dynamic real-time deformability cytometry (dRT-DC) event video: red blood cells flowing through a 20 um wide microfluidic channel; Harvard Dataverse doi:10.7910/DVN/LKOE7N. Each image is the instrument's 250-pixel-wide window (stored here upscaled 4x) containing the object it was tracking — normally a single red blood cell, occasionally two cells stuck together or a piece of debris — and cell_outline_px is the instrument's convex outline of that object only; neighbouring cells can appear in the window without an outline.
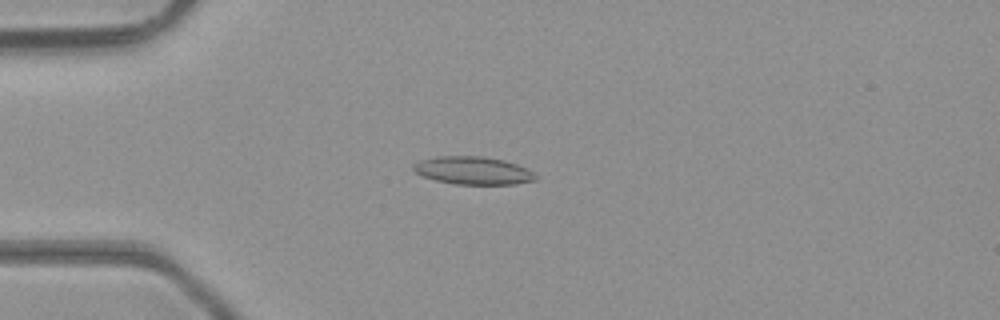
{"species": "common noctule bat (a hibernating species)", "species_latin": "Nyctalus noctula", "temperature_condition": "room temperature", "stored_images_in_passage": 48, "camera_frame_rate_fps": 3000, "um_per_image_px": 0.085, "animal": {"sex": "male", "body_mass_g": 23.1, "forearm_length_mm": 52.7}, "frame": {"image": 1, "passage_image": 13, "time_ms": 4.0, "image_size_px": [1000, 320], "cell_outline_px": [[536, 180], [516, 184], [456, 184], [436, 180], [424, 176], [416, 172], [412, 168], [412, 164], [420, 160], [436, 156], [480, 156], [504, 160], [528, 168], [536, 176]], "centroid_in_image_um": [40.21, 14.49], "position_along_channel_um": 44.8, "area_um2": 19.77}}
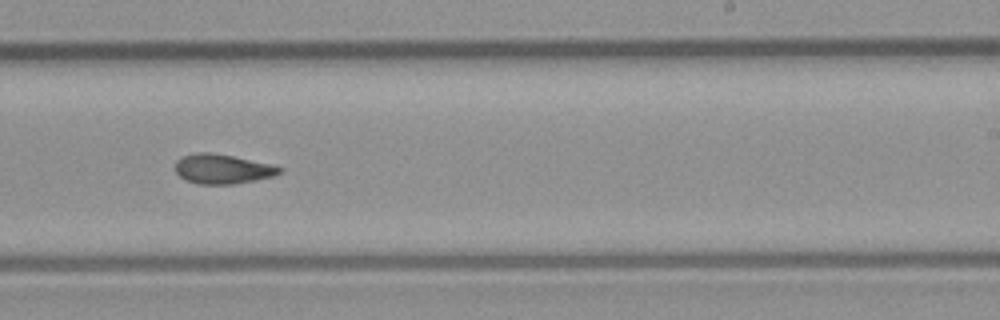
{"frame": {"image": 2, "passage_image": 30, "time_ms": 9.667, "image_size_px": [1000, 320], "cell_outline_px": [[284, 168], [280, 172], [272, 176], [256, 180], [236, 184], [196, 184], [184, 180], [176, 172], [176, 160], [180, 156], [196, 152], [212, 152], [272, 164]], "centroid_in_image_um": [18.88, 14.36], "position_along_channel_um": 270.1, "area_um2": 18.15}}
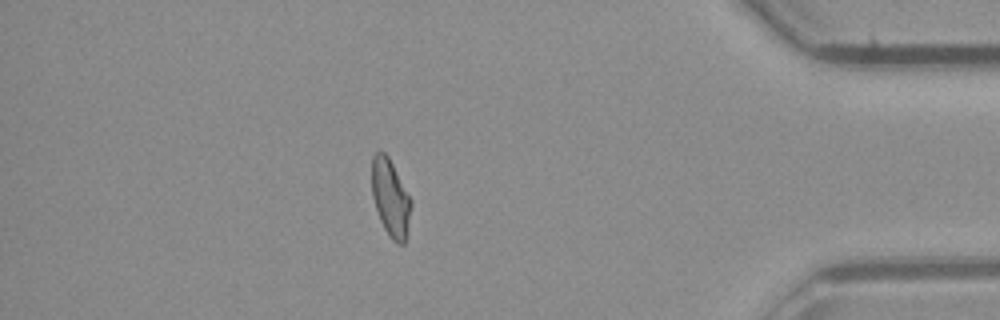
{"frame": {"image": 3, "passage_image": 42, "time_ms": 13.667, "image_size_px": [1000, 320], "cell_outline_px": [[412, 204], [404, 244], [396, 244], [388, 236], [380, 220], [372, 196], [372, 156], [376, 152], [384, 152], [388, 156], [412, 200]], "centroid_in_image_um": [33.19, 16.83], "position_along_channel_um": 402.0, "area_um2": 17.57}, "authors_computed_cell_mechanics": {"area_um2": 18.2937, "velocity_mm_per_s": 4.3441, "shape_relaxation_time_tau1_ms": null, "shape_relaxation_time_tau2_ms": 4.1791, "deformation_change_tau1": null, "deformation_change_tau2": 0.1166}}